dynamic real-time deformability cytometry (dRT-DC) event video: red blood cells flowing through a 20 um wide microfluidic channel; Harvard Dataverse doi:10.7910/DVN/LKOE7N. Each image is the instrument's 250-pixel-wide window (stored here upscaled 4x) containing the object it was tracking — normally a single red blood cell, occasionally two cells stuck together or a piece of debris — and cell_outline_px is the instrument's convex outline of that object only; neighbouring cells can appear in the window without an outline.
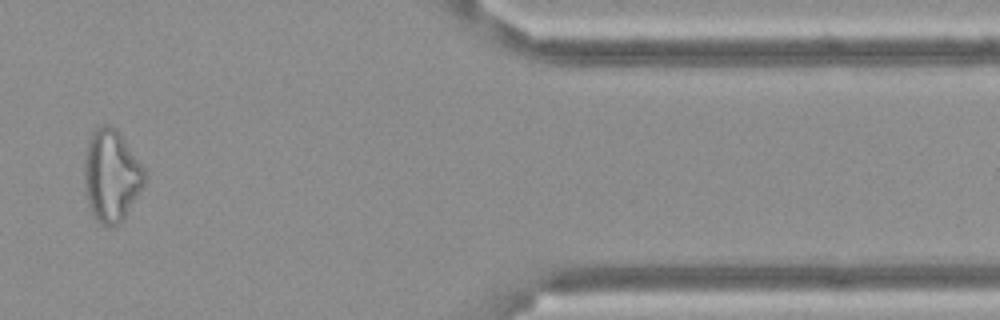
{"species": "Egyptian fruit bat (a non-hibernating species)", "species_latin": "Rousettus aegyptiacus", "temperature_condition": "cold", "stored_images_in_passage": 15, "camera_frame_rate_fps": 3000, "um_per_image_px": 0.085, "frame": {"image": 1, "passage_image": 13, "time_ms": 4.0, "image_size_px": [1000, 320], "cell_outline_px": [[148, 172], [144, 184], [120, 224], [116, 228], [108, 228], [96, 220], [88, 204], [84, 184], [84, 156], [88, 140], [92, 132], [100, 124], [108, 124], [116, 128], [120, 132]], "centroid_in_image_um": [9.47, 14.92], "position_along_channel_um": 401.9, "area_um2": 32.95}}